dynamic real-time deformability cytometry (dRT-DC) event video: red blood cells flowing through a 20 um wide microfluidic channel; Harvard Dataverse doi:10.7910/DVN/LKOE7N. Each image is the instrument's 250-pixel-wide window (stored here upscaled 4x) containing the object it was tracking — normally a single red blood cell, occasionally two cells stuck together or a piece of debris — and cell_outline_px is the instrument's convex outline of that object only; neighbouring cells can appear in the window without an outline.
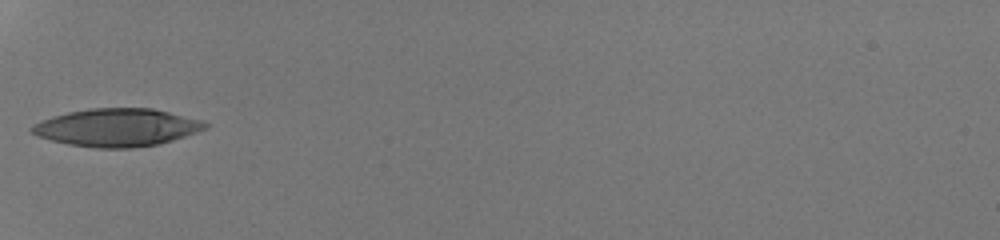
{"species": "human", "species_latin": "Homo sapiens", "temperature_condition": "room temperature", "stored_images_in_passage": 31, "camera_frame_rate_fps": 3000, "um_per_image_px": 0.085, "donor": {"sex": "male"}, "frame": {"image": 1, "passage_image": 1, "time_ms": 0.0, "image_size_px": [1000, 240], "cell_outline_px": [[208, 128], [160, 144], [132, 148], [96, 148], [68, 144], [36, 136], [28, 128], [52, 116], [68, 112], [92, 108], [152, 108], [204, 120], [208, 124]], "centroid_in_image_um": [9.97, 10.84], "position_along_channel_um": 75.0, "area_um2": 38.15}}
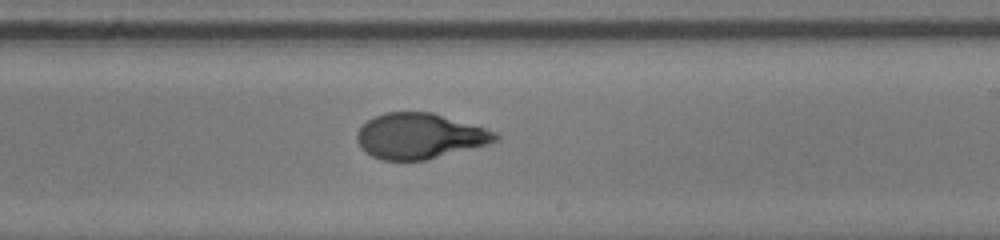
{"frame": {"image": 2, "passage_image": 14, "time_ms": 4.333, "image_size_px": [1000, 240], "cell_outline_px": [[500, 140], [488, 144], [428, 160], [380, 160], [372, 156], [356, 140], [356, 136], [360, 128], [368, 120], [384, 112], [432, 112], [484, 128], [496, 132], [500, 136]], "centroid_in_image_um": [35.7, 11.57], "position_along_channel_um": 253.3, "area_um2": 36.47}}
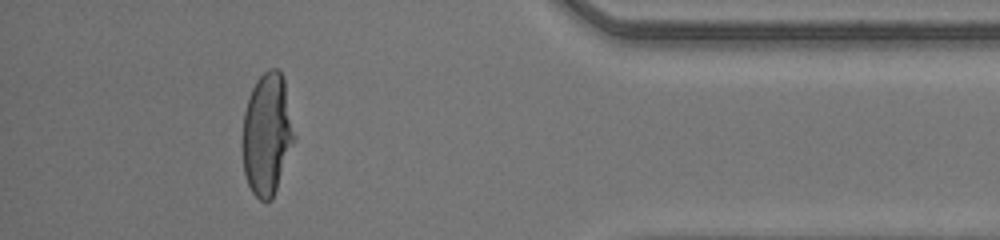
{"frame": {"image": 3, "passage_image": 27, "time_ms": 8.667, "image_size_px": [1000, 240], "cell_outline_px": [[296, 140], [272, 200], [260, 200], [252, 192], [248, 184], [244, 172], [244, 112], [252, 88], [256, 80], [268, 68], [280, 68], [284, 76], [296, 136]], "centroid_in_image_um": [22.75, 11.37], "position_along_channel_um": 412.4, "area_um2": 36.93}, "authors_computed_cell_mechanics": {"area_um2": 37.1654, "velocity_mm_per_s": 4.277, "shape_relaxation_time_tau1_ms": 5.1269, "shape_relaxation_time_tau2_ms": null, "deformation_change_tau1": 0.2779, "deformation_change_tau2": null}}